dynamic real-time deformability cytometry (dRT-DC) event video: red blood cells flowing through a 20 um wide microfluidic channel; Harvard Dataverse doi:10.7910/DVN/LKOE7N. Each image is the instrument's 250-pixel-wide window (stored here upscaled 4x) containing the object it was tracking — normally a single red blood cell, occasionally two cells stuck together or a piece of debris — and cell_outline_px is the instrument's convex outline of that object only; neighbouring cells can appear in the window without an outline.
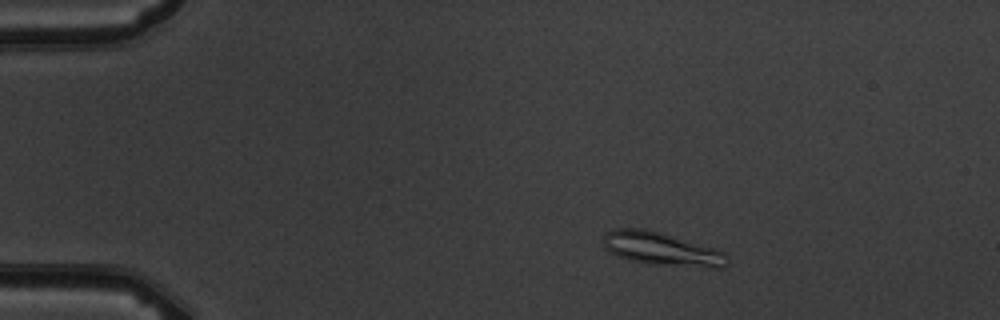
{"species": "common noctule bat (a hibernating species)", "species_latin": "Nyctalus noctula", "temperature_condition": "warm", "stored_images_in_passage": 5, "camera_frame_rate_fps": 3000, "um_per_image_px": 0.085, "animal": {"sex": "male", "body_mass_g": 19.5, "forearm_length_mm": 54.6}, "frame": {"image": 1, "passage_image": 3, "time_ms": 2.333, "image_size_px": [1000, 320], "cell_outline_px": [[728, 264], [724, 268], [716, 268], [648, 264], [628, 260], [612, 252], [604, 244], [604, 232], [616, 228], [640, 228], [660, 232], [716, 248], [728, 252]], "centroid_in_image_um": [56.33, 21.17], "position_along_channel_um": 28.7, "area_um2": 24.16}}